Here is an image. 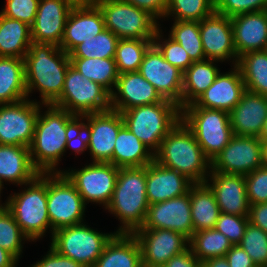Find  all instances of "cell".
<instances>
[{
	"instance_id": "6da1fadb",
	"label": "cell",
	"mask_w": 267,
	"mask_h": 267,
	"mask_svg": "<svg viewBox=\"0 0 267 267\" xmlns=\"http://www.w3.org/2000/svg\"><path fill=\"white\" fill-rule=\"evenodd\" d=\"M27 96L35 87L42 103L54 104L60 97L70 64L69 54L54 44L32 42L24 57Z\"/></svg>"
},
{
	"instance_id": "7a4b0ae2",
	"label": "cell",
	"mask_w": 267,
	"mask_h": 267,
	"mask_svg": "<svg viewBox=\"0 0 267 267\" xmlns=\"http://www.w3.org/2000/svg\"><path fill=\"white\" fill-rule=\"evenodd\" d=\"M46 106L50 107L43 116L39 113L33 141L29 147L32 164L40 173L54 171L66 149V142L76 117L53 104Z\"/></svg>"
},
{
	"instance_id": "3957f363",
	"label": "cell",
	"mask_w": 267,
	"mask_h": 267,
	"mask_svg": "<svg viewBox=\"0 0 267 267\" xmlns=\"http://www.w3.org/2000/svg\"><path fill=\"white\" fill-rule=\"evenodd\" d=\"M154 160L185 175L194 184L208 182L205 175L207 167L211 168V161L182 121L161 141Z\"/></svg>"
},
{
	"instance_id": "277c9868",
	"label": "cell",
	"mask_w": 267,
	"mask_h": 267,
	"mask_svg": "<svg viewBox=\"0 0 267 267\" xmlns=\"http://www.w3.org/2000/svg\"><path fill=\"white\" fill-rule=\"evenodd\" d=\"M106 209L121 222L117 233H133L144 224L149 203L146 196V166L119 168L110 203Z\"/></svg>"
},
{
	"instance_id": "5b68a950",
	"label": "cell",
	"mask_w": 267,
	"mask_h": 267,
	"mask_svg": "<svg viewBox=\"0 0 267 267\" xmlns=\"http://www.w3.org/2000/svg\"><path fill=\"white\" fill-rule=\"evenodd\" d=\"M181 112L179 105L164 99L159 103L130 108L121 114L130 132L149 150L156 152L161 141L181 121Z\"/></svg>"
},
{
	"instance_id": "8992f818",
	"label": "cell",
	"mask_w": 267,
	"mask_h": 267,
	"mask_svg": "<svg viewBox=\"0 0 267 267\" xmlns=\"http://www.w3.org/2000/svg\"><path fill=\"white\" fill-rule=\"evenodd\" d=\"M181 121L194 134L205 156L212 162L233 136L229 113L202 107H183Z\"/></svg>"
},
{
	"instance_id": "52a82bcc",
	"label": "cell",
	"mask_w": 267,
	"mask_h": 267,
	"mask_svg": "<svg viewBox=\"0 0 267 267\" xmlns=\"http://www.w3.org/2000/svg\"><path fill=\"white\" fill-rule=\"evenodd\" d=\"M40 173L22 193L14 194L4 206L13 214L22 233L36 240L51 226L47 210V176Z\"/></svg>"
},
{
	"instance_id": "ba28073f",
	"label": "cell",
	"mask_w": 267,
	"mask_h": 267,
	"mask_svg": "<svg viewBox=\"0 0 267 267\" xmlns=\"http://www.w3.org/2000/svg\"><path fill=\"white\" fill-rule=\"evenodd\" d=\"M53 105L80 117L110 110L111 94L70 65L65 75L62 93Z\"/></svg>"
},
{
	"instance_id": "9c48e42d",
	"label": "cell",
	"mask_w": 267,
	"mask_h": 267,
	"mask_svg": "<svg viewBox=\"0 0 267 267\" xmlns=\"http://www.w3.org/2000/svg\"><path fill=\"white\" fill-rule=\"evenodd\" d=\"M102 11L105 28L119 39H154L156 19L145 10L122 0H96Z\"/></svg>"
},
{
	"instance_id": "30bf717a",
	"label": "cell",
	"mask_w": 267,
	"mask_h": 267,
	"mask_svg": "<svg viewBox=\"0 0 267 267\" xmlns=\"http://www.w3.org/2000/svg\"><path fill=\"white\" fill-rule=\"evenodd\" d=\"M114 234H102L83 223L53 232L51 247L84 267H93Z\"/></svg>"
},
{
	"instance_id": "8fae6325",
	"label": "cell",
	"mask_w": 267,
	"mask_h": 267,
	"mask_svg": "<svg viewBox=\"0 0 267 267\" xmlns=\"http://www.w3.org/2000/svg\"><path fill=\"white\" fill-rule=\"evenodd\" d=\"M48 175L47 210L53 235L60 228L80 224L86 204L64 173L57 171ZM51 175L54 176L51 178Z\"/></svg>"
},
{
	"instance_id": "7c38bea8",
	"label": "cell",
	"mask_w": 267,
	"mask_h": 267,
	"mask_svg": "<svg viewBox=\"0 0 267 267\" xmlns=\"http://www.w3.org/2000/svg\"><path fill=\"white\" fill-rule=\"evenodd\" d=\"M39 110L38 103L26 99L0 104V144L30 147Z\"/></svg>"
},
{
	"instance_id": "4fadbf2b",
	"label": "cell",
	"mask_w": 267,
	"mask_h": 267,
	"mask_svg": "<svg viewBox=\"0 0 267 267\" xmlns=\"http://www.w3.org/2000/svg\"><path fill=\"white\" fill-rule=\"evenodd\" d=\"M262 143L259 137L233 135L211 162V172L248 175L262 166Z\"/></svg>"
},
{
	"instance_id": "5bb4252c",
	"label": "cell",
	"mask_w": 267,
	"mask_h": 267,
	"mask_svg": "<svg viewBox=\"0 0 267 267\" xmlns=\"http://www.w3.org/2000/svg\"><path fill=\"white\" fill-rule=\"evenodd\" d=\"M119 167L111 163L93 162L88 166L71 172H64L75 185L83 202H99L106 207L111 201Z\"/></svg>"
},
{
	"instance_id": "9a60e30c",
	"label": "cell",
	"mask_w": 267,
	"mask_h": 267,
	"mask_svg": "<svg viewBox=\"0 0 267 267\" xmlns=\"http://www.w3.org/2000/svg\"><path fill=\"white\" fill-rule=\"evenodd\" d=\"M138 72L164 99L175 102L181 108L184 72L166 61L154 44L145 52Z\"/></svg>"
},
{
	"instance_id": "2e32d148",
	"label": "cell",
	"mask_w": 267,
	"mask_h": 267,
	"mask_svg": "<svg viewBox=\"0 0 267 267\" xmlns=\"http://www.w3.org/2000/svg\"><path fill=\"white\" fill-rule=\"evenodd\" d=\"M132 234L139 242L143 267H162L188 249L189 239L173 230L137 229Z\"/></svg>"
},
{
	"instance_id": "e0dca14e",
	"label": "cell",
	"mask_w": 267,
	"mask_h": 267,
	"mask_svg": "<svg viewBox=\"0 0 267 267\" xmlns=\"http://www.w3.org/2000/svg\"><path fill=\"white\" fill-rule=\"evenodd\" d=\"M139 229H166L190 239L194 234L190 189L186 194L149 205L144 224Z\"/></svg>"
},
{
	"instance_id": "ac0fdd59",
	"label": "cell",
	"mask_w": 267,
	"mask_h": 267,
	"mask_svg": "<svg viewBox=\"0 0 267 267\" xmlns=\"http://www.w3.org/2000/svg\"><path fill=\"white\" fill-rule=\"evenodd\" d=\"M199 28L205 58L223 61L234 57L237 65L239 58H236L231 18L214 11L199 21Z\"/></svg>"
},
{
	"instance_id": "d6986e66",
	"label": "cell",
	"mask_w": 267,
	"mask_h": 267,
	"mask_svg": "<svg viewBox=\"0 0 267 267\" xmlns=\"http://www.w3.org/2000/svg\"><path fill=\"white\" fill-rule=\"evenodd\" d=\"M124 125L122 114L110 109L90 113L91 138L88 148L93 162L111 163L119 129Z\"/></svg>"
},
{
	"instance_id": "ffe728a7",
	"label": "cell",
	"mask_w": 267,
	"mask_h": 267,
	"mask_svg": "<svg viewBox=\"0 0 267 267\" xmlns=\"http://www.w3.org/2000/svg\"><path fill=\"white\" fill-rule=\"evenodd\" d=\"M71 10L63 0H39L35 21L31 26L32 42L59 47Z\"/></svg>"
},
{
	"instance_id": "44dd1931",
	"label": "cell",
	"mask_w": 267,
	"mask_h": 267,
	"mask_svg": "<svg viewBox=\"0 0 267 267\" xmlns=\"http://www.w3.org/2000/svg\"><path fill=\"white\" fill-rule=\"evenodd\" d=\"M116 92L111 94V109L123 112L136 106L162 102L164 98L156 88L139 72H126L118 75ZM121 95L120 98L117 95Z\"/></svg>"
},
{
	"instance_id": "7402d4cb",
	"label": "cell",
	"mask_w": 267,
	"mask_h": 267,
	"mask_svg": "<svg viewBox=\"0 0 267 267\" xmlns=\"http://www.w3.org/2000/svg\"><path fill=\"white\" fill-rule=\"evenodd\" d=\"M228 74H218L214 83L193 103L186 107L223 110L228 113L238 104L246 91L242 73L237 65Z\"/></svg>"
},
{
	"instance_id": "603a6c76",
	"label": "cell",
	"mask_w": 267,
	"mask_h": 267,
	"mask_svg": "<svg viewBox=\"0 0 267 267\" xmlns=\"http://www.w3.org/2000/svg\"><path fill=\"white\" fill-rule=\"evenodd\" d=\"M191 184L185 175L153 160L146 165V196L149 205L186 194Z\"/></svg>"
},
{
	"instance_id": "cb8c5ba5",
	"label": "cell",
	"mask_w": 267,
	"mask_h": 267,
	"mask_svg": "<svg viewBox=\"0 0 267 267\" xmlns=\"http://www.w3.org/2000/svg\"><path fill=\"white\" fill-rule=\"evenodd\" d=\"M104 29V17L96 4L85 8H72L59 47L69 54L77 45L91 39Z\"/></svg>"
},
{
	"instance_id": "d4e9b609",
	"label": "cell",
	"mask_w": 267,
	"mask_h": 267,
	"mask_svg": "<svg viewBox=\"0 0 267 267\" xmlns=\"http://www.w3.org/2000/svg\"><path fill=\"white\" fill-rule=\"evenodd\" d=\"M229 117L233 135L260 137L267 118V96L246 90Z\"/></svg>"
},
{
	"instance_id": "484cf974",
	"label": "cell",
	"mask_w": 267,
	"mask_h": 267,
	"mask_svg": "<svg viewBox=\"0 0 267 267\" xmlns=\"http://www.w3.org/2000/svg\"><path fill=\"white\" fill-rule=\"evenodd\" d=\"M237 58L250 51L267 49V10L231 18Z\"/></svg>"
},
{
	"instance_id": "4316f807",
	"label": "cell",
	"mask_w": 267,
	"mask_h": 267,
	"mask_svg": "<svg viewBox=\"0 0 267 267\" xmlns=\"http://www.w3.org/2000/svg\"><path fill=\"white\" fill-rule=\"evenodd\" d=\"M213 184L209 185L216 197L220 212L249 216L245 177L243 175L212 172Z\"/></svg>"
},
{
	"instance_id": "83f0119b",
	"label": "cell",
	"mask_w": 267,
	"mask_h": 267,
	"mask_svg": "<svg viewBox=\"0 0 267 267\" xmlns=\"http://www.w3.org/2000/svg\"><path fill=\"white\" fill-rule=\"evenodd\" d=\"M40 172L33 166L27 146L0 144V181L30 184Z\"/></svg>"
},
{
	"instance_id": "f1b7e54d",
	"label": "cell",
	"mask_w": 267,
	"mask_h": 267,
	"mask_svg": "<svg viewBox=\"0 0 267 267\" xmlns=\"http://www.w3.org/2000/svg\"><path fill=\"white\" fill-rule=\"evenodd\" d=\"M93 267H143L141 248L132 233H115Z\"/></svg>"
},
{
	"instance_id": "f546056e",
	"label": "cell",
	"mask_w": 267,
	"mask_h": 267,
	"mask_svg": "<svg viewBox=\"0 0 267 267\" xmlns=\"http://www.w3.org/2000/svg\"><path fill=\"white\" fill-rule=\"evenodd\" d=\"M24 59L0 57V104L27 99Z\"/></svg>"
},
{
	"instance_id": "4dcf8cb0",
	"label": "cell",
	"mask_w": 267,
	"mask_h": 267,
	"mask_svg": "<svg viewBox=\"0 0 267 267\" xmlns=\"http://www.w3.org/2000/svg\"><path fill=\"white\" fill-rule=\"evenodd\" d=\"M153 160L154 153H149V149L124 124L117 134L112 164L119 168L142 167Z\"/></svg>"
},
{
	"instance_id": "1f68e13d",
	"label": "cell",
	"mask_w": 267,
	"mask_h": 267,
	"mask_svg": "<svg viewBox=\"0 0 267 267\" xmlns=\"http://www.w3.org/2000/svg\"><path fill=\"white\" fill-rule=\"evenodd\" d=\"M190 205L194 232L215 228L221 212L215 194L206 183L192 184Z\"/></svg>"
},
{
	"instance_id": "d6a6232c",
	"label": "cell",
	"mask_w": 267,
	"mask_h": 267,
	"mask_svg": "<svg viewBox=\"0 0 267 267\" xmlns=\"http://www.w3.org/2000/svg\"><path fill=\"white\" fill-rule=\"evenodd\" d=\"M31 44V27L0 13V57L24 59Z\"/></svg>"
},
{
	"instance_id": "836d02e7",
	"label": "cell",
	"mask_w": 267,
	"mask_h": 267,
	"mask_svg": "<svg viewBox=\"0 0 267 267\" xmlns=\"http://www.w3.org/2000/svg\"><path fill=\"white\" fill-rule=\"evenodd\" d=\"M219 73L213 60L193 62L183 74L181 109L193 104L214 83Z\"/></svg>"
},
{
	"instance_id": "e575fe53",
	"label": "cell",
	"mask_w": 267,
	"mask_h": 267,
	"mask_svg": "<svg viewBox=\"0 0 267 267\" xmlns=\"http://www.w3.org/2000/svg\"><path fill=\"white\" fill-rule=\"evenodd\" d=\"M237 66L246 90L267 96V49L244 53Z\"/></svg>"
},
{
	"instance_id": "d590c367",
	"label": "cell",
	"mask_w": 267,
	"mask_h": 267,
	"mask_svg": "<svg viewBox=\"0 0 267 267\" xmlns=\"http://www.w3.org/2000/svg\"><path fill=\"white\" fill-rule=\"evenodd\" d=\"M70 64L83 76L112 94L111 87L116 85L119 75L114 58H70Z\"/></svg>"
},
{
	"instance_id": "8d00e7d4",
	"label": "cell",
	"mask_w": 267,
	"mask_h": 267,
	"mask_svg": "<svg viewBox=\"0 0 267 267\" xmlns=\"http://www.w3.org/2000/svg\"><path fill=\"white\" fill-rule=\"evenodd\" d=\"M232 246L229 239L215 228L194 232L189 239L192 253L201 262L225 256Z\"/></svg>"
},
{
	"instance_id": "74e56055",
	"label": "cell",
	"mask_w": 267,
	"mask_h": 267,
	"mask_svg": "<svg viewBox=\"0 0 267 267\" xmlns=\"http://www.w3.org/2000/svg\"><path fill=\"white\" fill-rule=\"evenodd\" d=\"M154 39H120L115 52V63L118 74L138 72L145 52Z\"/></svg>"
},
{
	"instance_id": "f35d334b",
	"label": "cell",
	"mask_w": 267,
	"mask_h": 267,
	"mask_svg": "<svg viewBox=\"0 0 267 267\" xmlns=\"http://www.w3.org/2000/svg\"><path fill=\"white\" fill-rule=\"evenodd\" d=\"M120 39L106 28L89 40L77 45L70 53L69 58H114Z\"/></svg>"
},
{
	"instance_id": "ab89813d",
	"label": "cell",
	"mask_w": 267,
	"mask_h": 267,
	"mask_svg": "<svg viewBox=\"0 0 267 267\" xmlns=\"http://www.w3.org/2000/svg\"><path fill=\"white\" fill-rule=\"evenodd\" d=\"M170 37L185 49L193 62L205 60L199 21L175 20Z\"/></svg>"
},
{
	"instance_id": "60d3db41",
	"label": "cell",
	"mask_w": 267,
	"mask_h": 267,
	"mask_svg": "<svg viewBox=\"0 0 267 267\" xmlns=\"http://www.w3.org/2000/svg\"><path fill=\"white\" fill-rule=\"evenodd\" d=\"M214 12V0H169L166 15L179 21H201Z\"/></svg>"
},
{
	"instance_id": "b9f144b4",
	"label": "cell",
	"mask_w": 267,
	"mask_h": 267,
	"mask_svg": "<svg viewBox=\"0 0 267 267\" xmlns=\"http://www.w3.org/2000/svg\"><path fill=\"white\" fill-rule=\"evenodd\" d=\"M27 237L22 233L13 214L0 207V247L11 253L17 260L22 252L21 241Z\"/></svg>"
},
{
	"instance_id": "7bdbcfd3",
	"label": "cell",
	"mask_w": 267,
	"mask_h": 267,
	"mask_svg": "<svg viewBox=\"0 0 267 267\" xmlns=\"http://www.w3.org/2000/svg\"><path fill=\"white\" fill-rule=\"evenodd\" d=\"M238 245L246 251L257 267H267V233L265 231L249 222Z\"/></svg>"
},
{
	"instance_id": "ee69618b",
	"label": "cell",
	"mask_w": 267,
	"mask_h": 267,
	"mask_svg": "<svg viewBox=\"0 0 267 267\" xmlns=\"http://www.w3.org/2000/svg\"><path fill=\"white\" fill-rule=\"evenodd\" d=\"M158 37H160L159 28L155 33L153 44L159 49L166 61L185 72L193 63L185 49L171 37L160 44L156 41L160 40Z\"/></svg>"
},
{
	"instance_id": "f6af8a7d",
	"label": "cell",
	"mask_w": 267,
	"mask_h": 267,
	"mask_svg": "<svg viewBox=\"0 0 267 267\" xmlns=\"http://www.w3.org/2000/svg\"><path fill=\"white\" fill-rule=\"evenodd\" d=\"M267 10V0H214V11L229 18Z\"/></svg>"
},
{
	"instance_id": "bcb514c9",
	"label": "cell",
	"mask_w": 267,
	"mask_h": 267,
	"mask_svg": "<svg viewBox=\"0 0 267 267\" xmlns=\"http://www.w3.org/2000/svg\"><path fill=\"white\" fill-rule=\"evenodd\" d=\"M249 223L248 216L220 213L215 229L224 234L232 245H238Z\"/></svg>"
},
{
	"instance_id": "7dc6e473",
	"label": "cell",
	"mask_w": 267,
	"mask_h": 267,
	"mask_svg": "<svg viewBox=\"0 0 267 267\" xmlns=\"http://www.w3.org/2000/svg\"><path fill=\"white\" fill-rule=\"evenodd\" d=\"M245 177L249 205L267 202V168L259 167Z\"/></svg>"
},
{
	"instance_id": "c3c4849f",
	"label": "cell",
	"mask_w": 267,
	"mask_h": 267,
	"mask_svg": "<svg viewBox=\"0 0 267 267\" xmlns=\"http://www.w3.org/2000/svg\"><path fill=\"white\" fill-rule=\"evenodd\" d=\"M1 14L11 19L28 24H34L39 0H7Z\"/></svg>"
},
{
	"instance_id": "681fc988",
	"label": "cell",
	"mask_w": 267,
	"mask_h": 267,
	"mask_svg": "<svg viewBox=\"0 0 267 267\" xmlns=\"http://www.w3.org/2000/svg\"><path fill=\"white\" fill-rule=\"evenodd\" d=\"M82 119L85 118L88 120L87 125L85 123H79L78 116L74 118L73 128L66 142V148H72L76 153L84 151L88 148V144L91 138L90 131V113L81 116Z\"/></svg>"
},
{
	"instance_id": "f907efd6",
	"label": "cell",
	"mask_w": 267,
	"mask_h": 267,
	"mask_svg": "<svg viewBox=\"0 0 267 267\" xmlns=\"http://www.w3.org/2000/svg\"><path fill=\"white\" fill-rule=\"evenodd\" d=\"M32 267H84L69 257L59 254L54 248L50 247L49 253Z\"/></svg>"
},
{
	"instance_id": "816d5d0a",
	"label": "cell",
	"mask_w": 267,
	"mask_h": 267,
	"mask_svg": "<svg viewBox=\"0 0 267 267\" xmlns=\"http://www.w3.org/2000/svg\"><path fill=\"white\" fill-rule=\"evenodd\" d=\"M123 2L132 4L139 9L145 10L155 19L165 16L168 8L169 0H122Z\"/></svg>"
},
{
	"instance_id": "f5cc1de1",
	"label": "cell",
	"mask_w": 267,
	"mask_h": 267,
	"mask_svg": "<svg viewBox=\"0 0 267 267\" xmlns=\"http://www.w3.org/2000/svg\"><path fill=\"white\" fill-rule=\"evenodd\" d=\"M230 267H257L246 251L233 245L225 255Z\"/></svg>"
},
{
	"instance_id": "db71d44e",
	"label": "cell",
	"mask_w": 267,
	"mask_h": 267,
	"mask_svg": "<svg viewBox=\"0 0 267 267\" xmlns=\"http://www.w3.org/2000/svg\"><path fill=\"white\" fill-rule=\"evenodd\" d=\"M164 267H203V262L199 261L191 249L188 248L184 252L173 256Z\"/></svg>"
},
{
	"instance_id": "11a10c76",
	"label": "cell",
	"mask_w": 267,
	"mask_h": 267,
	"mask_svg": "<svg viewBox=\"0 0 267 267\" xmlns=\"http://www.w3.org/2000/svg\"><path fill=\"white\" fill-rule=\"evenodd\" d=\"M249 222L267 233V203L252 204L249 209Z\"/></svg>"
},
{
	"instance_id": "9f6ffc18",
	"label": "cell",
	"mask_w": 267,
	"mask_h": 267,
	"mask_svg": "<svg viewBox=\"0 0 267 267\" xmlns=\"http://www.w3.org/2000/svg\"><path fill=\"white\" fill-rule=\"evenodd\" d=\"M17 259L7 250L0 247V267H15Z\"/></svg>"
},
{
	"instance_id": "6f0895ef",
	"label": "cell",
	"mask_w": 267,
	"mask_h": 267,
	"mask_svg": "<svg viewBox=\"0 0 267 267\" xmlns=\"http://www.w3.org/2000/svg\"><path fill=\"white\" fill-rule=\"evenodd\" d=\"M203 267H230L225 256L210 258L203 262Z\"/></svg>"
},
{
	"instance_id": "680465c9",
	"label": "cell",
	"mask_w": 267,
	"mask_h": 267,
	"mask_svg": "<svg viewBox=\"0 0 267 267\" xmlns=\"http://www.w3.org/2000/svg\"><path fill=\"white\" fill-rule=\"evenodd\" d=\"M71 8H85L95 4L96 0H63Z\"/></svg>"
},
{
	"instance_id": "91938a15",
	"label": "cell",
	"mask_w": 267,
	"mask_h": 267,
	"mask_svg": "<svg viewBox=\"0 0 267 267\" xmlns=\"http://www.w3.org/2000/svg\"><path fill=\"white\" fill-rule=\"evenodd\" d=\"M262 166L267 168V142L262 143Z\"/></svg>"
},
{
	"instance_id": "94428289",
	"label": "cell",
	"mask_w": 267,
	"mask_h": 267,
	"mask_svg": "<svg viewBox=\"0 0 267 267\" xmlns=\"http://www.w3.org/2000/svg\"><path fill=\"white\" fill-rule=\"evenodd\" d=\"M259 138L261 139L262 142H267V118L265 120L261 136Z\"/></svg>"
},
{
	"instance_id": "6125c7cd",
	"label": "cell",
	"mask_w": 267,
	"mask_h": 267,
	"mask_svg": "<svg viewBox=\"0 0 267 267\" xmlns=\"http://www.w3.org/2000/svg\"><path fill=\"white\" fill-rule=\"evenodd\" d=\"M1 189H2V183L0 181V192H1ZM0 207H5V206L0 205Z\"/></svg>"
}]
</instances>
